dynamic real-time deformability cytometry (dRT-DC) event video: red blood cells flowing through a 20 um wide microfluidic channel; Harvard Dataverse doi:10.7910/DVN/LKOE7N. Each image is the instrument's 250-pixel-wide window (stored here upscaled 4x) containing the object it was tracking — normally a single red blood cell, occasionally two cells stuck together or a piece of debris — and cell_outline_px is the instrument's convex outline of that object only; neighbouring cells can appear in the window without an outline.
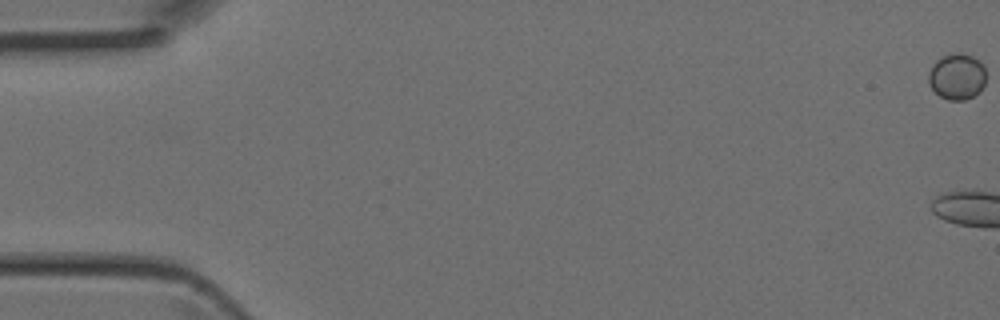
{"species": "Egyptian fruit bat (a non-hibernating species)", "species_latin": "Rousettus aegyptiacus", "temperature_condition": "room temperature", "stored_images_in_passage": 7, "camera_frame_rate_fps": 3000, "um_per_image_px": 0.085, "animal": {"sex": "female"}, "frame": {"image": 1, "passage_image": 1, "time_ms": 0.0, "image_size_px": [1000, 320], "cell_outline_px": [[984, 84], [980, 92], [964, 100], [948, 100], [940, 96], [932, 88], [928, 80], [928, 72], [932, 64], [936, 60], [944, 56], [956, 52], [960, 52], [972, 56], [980, 60], [984, 64]], "centroid_in_image_um": [81.34, 6.49], "position_along_channel_um": 3.7, "area_um2": 15.49}}
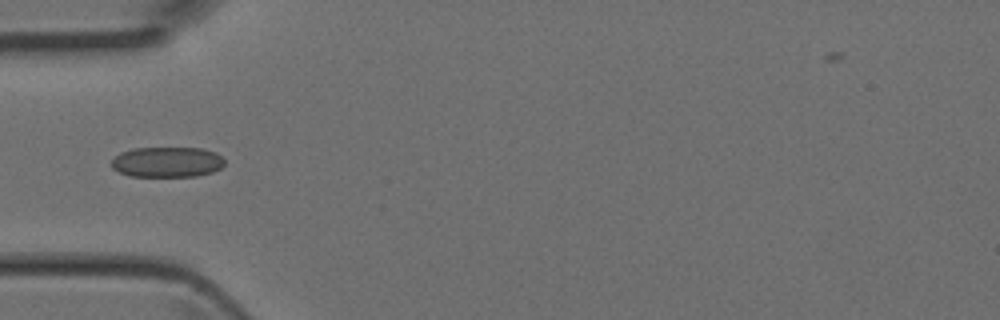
{"frame": {"image": 2, "passage_image": 6, "time_ms": 1.667, "image_size_px": [1000, 320], "cell_outline_px": [[224, 164], [220, 168], [212, 172], [196, 176], [128, 176], [112, 168], [112, 160], [120, 152], [132, 148], [204, 148], [216, 152], [224, 160]], "centroid_in_image_um": [14.2, 13.76], "position_along_channel_um": 70.8, "area_um2": 20.06}}
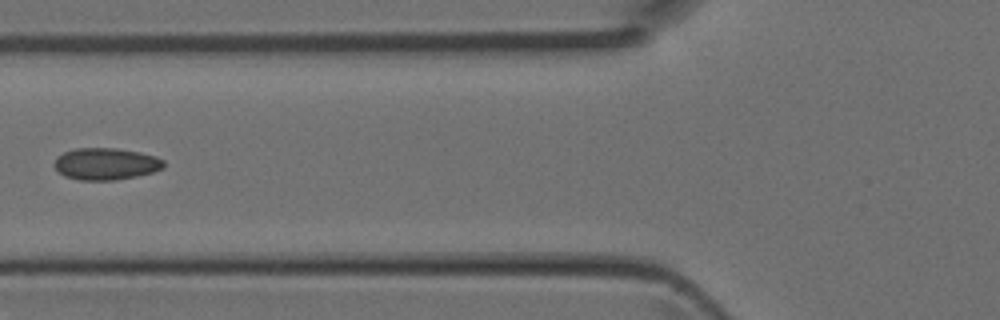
{"frame": {"image": 3, "passage_image": 7, "time_ms": 2.0, "image_size_px": [1000, 320], "cell_outline_px": [[164, 168], [152, 172], [136, 176], [116, 180], [80, 180], [64, 176], [52, 164], [56, 156], [64, 152], [76, 148], [116, 148], [140, 152], [156, 156], [164, 160]], "centroid_in_image_um": [8.99, 13.92], "position_along_channel_um": 116.8, "area_um2": 20.46}}